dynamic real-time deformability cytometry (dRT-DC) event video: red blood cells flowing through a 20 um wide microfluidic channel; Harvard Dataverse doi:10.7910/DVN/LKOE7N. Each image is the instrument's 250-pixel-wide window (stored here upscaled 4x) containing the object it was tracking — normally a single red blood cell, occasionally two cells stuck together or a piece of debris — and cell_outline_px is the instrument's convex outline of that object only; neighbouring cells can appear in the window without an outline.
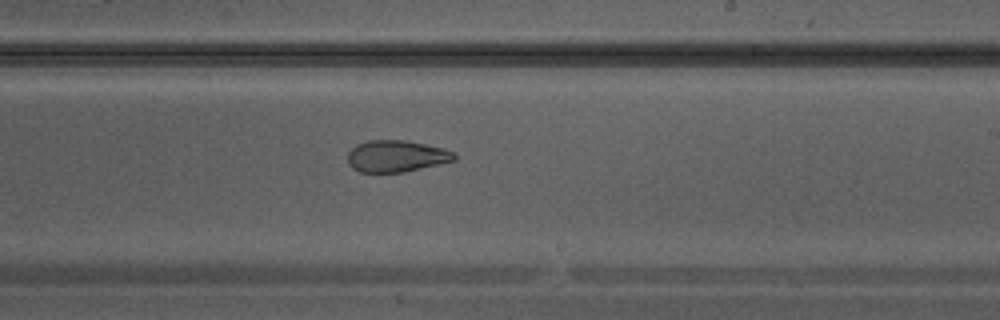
{"species": "Egyptian fruit bat (a non-hibernating species)", "species_latin": "Rousettus aegyptiacus", "temperature_condition": "warm", "stored_images_in_passage": 25, "camera_frame_rate_fps": 3000, "um_per_image_px": 0.085, "animal": {"sex": "male"}, "frame": {"image": 1, "passage_image": 15, "time_ms": 4.667, "image_size_px": [1000, 320], "cell_outline_px": [[456, 160], [404, 172], [360, 172], [352, 168], [348, 164], [348, 152], [356, 144], [368, 140], [404, 140], [444, 148], [452, 152], [456, 156]], "centroid_in_image_um": [33.66, 13.27], "position_along_channel_um": 255.3, "area_um2": 19.65}}